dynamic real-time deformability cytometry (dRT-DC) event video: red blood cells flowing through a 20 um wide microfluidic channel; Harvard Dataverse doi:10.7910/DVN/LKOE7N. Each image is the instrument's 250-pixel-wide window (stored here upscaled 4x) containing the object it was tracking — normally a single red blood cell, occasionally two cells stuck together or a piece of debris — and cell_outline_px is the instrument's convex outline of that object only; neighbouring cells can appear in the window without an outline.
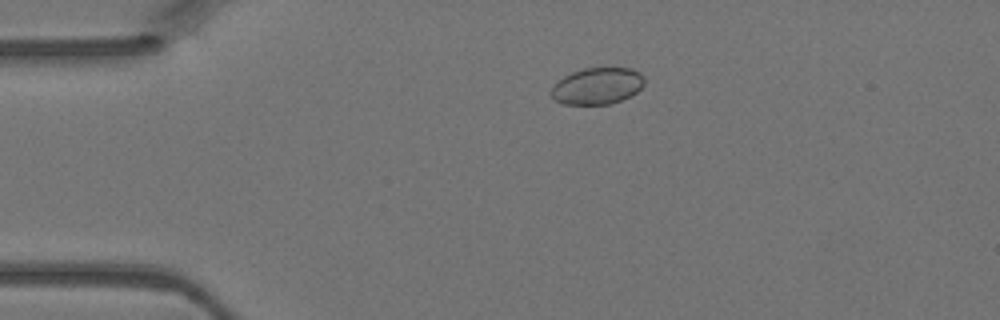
{"species": "Egyptian fruit bat (a non-hibernating species)", "species_latin": "Rousettus aegyptiacus", "temperature_condition": "warm", "stored_images_in_passage": 4, "camera_frame_rate_fps": 3000, "um_per_image_px": 0.085, "animal": {"sex": "female"}, "frame": {"image": 1, "passage_image": 3, "time_ms": 0.667, "image_size_px": [1000, 320], "cell_outline_px": [[644, 84], [636, 92], [620, 100], [608, 104], [564, 104], [556, 100], [552, 96], [552, 88], [564, 76], [572, 72], [584, 68], [632, 68], [640, 72], [644, 76]], "centroid_in_image_um": [50.8, 7.29], "position_along_channel_um": 34.2, "area_um2": 19.59}}
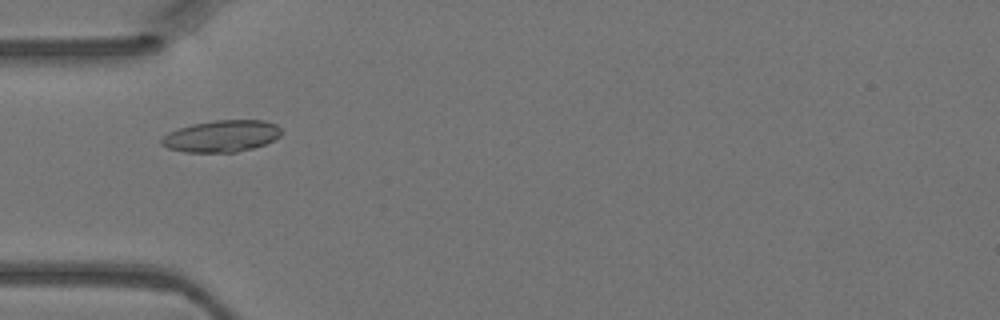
{"frame": {"image": 2, "passage_image": 4, "time_ms": 1.0, "image_size_px": [1000, 320], "cell_outline_px": [[280, 136], [264, 144], [252, 148], [236, 152], [184, 152], [168, 148], [160, 144], [160, 140], [168, 132], [192, 124], [212, 120], [264, 120], [276, 124], [280, 128]], "centroid_in_image_um": [18.81, 11.56], "position_along_channel_um": 66.2, "area_um2": 22.08}}